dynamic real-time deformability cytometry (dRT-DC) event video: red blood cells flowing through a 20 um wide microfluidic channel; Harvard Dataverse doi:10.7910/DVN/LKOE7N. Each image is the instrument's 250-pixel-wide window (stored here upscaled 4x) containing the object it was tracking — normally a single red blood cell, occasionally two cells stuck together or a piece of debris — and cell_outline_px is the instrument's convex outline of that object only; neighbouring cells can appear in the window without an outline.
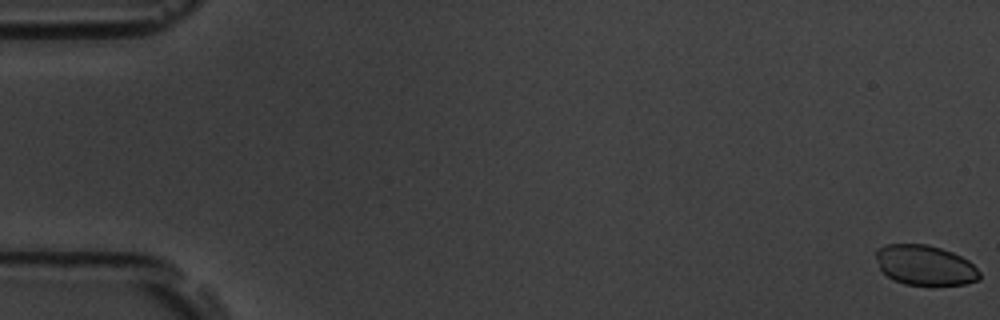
{"species": "common noctule bat (a hibernating species)", "species_latin": "Nyctalus noctula", "temperature_condition": "room temperature", "stored_images_in_passage": 58, "camera_frame_rate_fps": 3000, "um_per_image_px": 0.085, "animal": {"sex": "male", "body_mass_g": 19.5, "forearm_length_mm": 54.6}, "frame": {"image": 1, "passage_image": 1, "time_ms": 0.0, "image_size_px": [1000, 320], "cell_outline_px": [[980, 280], [964, 284], [904, 284], [892, 280], [880, 272], [876, 256], [876, 248], [884, 244], [928, 244], [952, 252], [968, 260], [980, 272]], "centroid_in_image_um": [78.58, 22.53], "position_along_channel_um": 6.4, "area_um2": 24.28}}
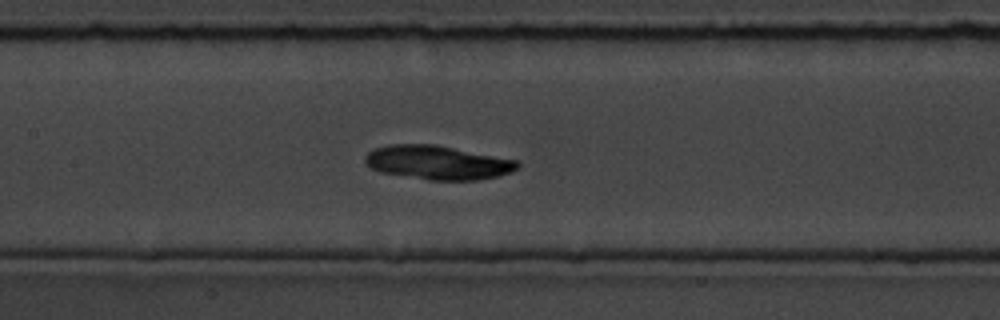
{"frame": {"image": 2, "passage_image": 28, "time_ms": 9.0, "image_size_px": [1000, 320], "cell_outline_px": [[520, 164], [512, 172], [500, 176], [476, 180], [428, 180], [380, 172], [364, 164], [364, 156], [372, 148], [388, 144], [436, 144], [516, 160]], "centroid_in_image_um": [37.15, 13.81], "position_along_channel_um": 170.2, "area_um2": 30.4}}
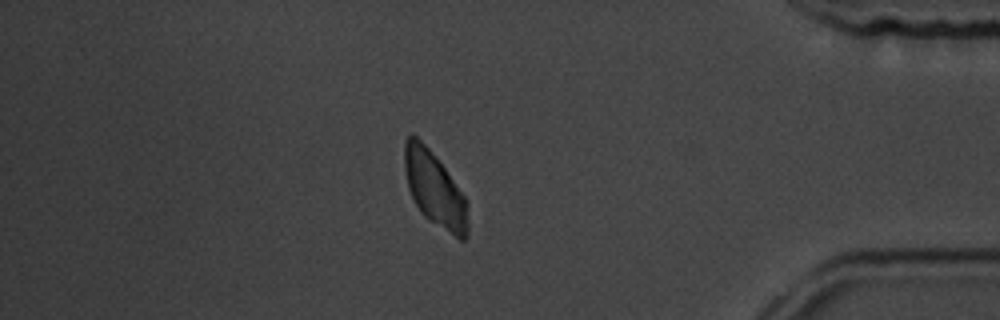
{"frame": {"image": 3, "passage_image": 50, "time_ms": 16.333, "image_size_px": [1000, 320], "cell_outline_px": [[468, 236], [464, 240], [460, 240], [428, 220], [420, 212], [408, 188], [404, 168], [404, 140], [412, 132], [428, 148], [444, 168], [464, 196], [468, 220]], "centroid_in_image_um": [36.92, 16.09], "position_along_channel_um": 398.3, "area_um2": 27.34}, "authors_computed_cell_mechanics": {"area_um2": 28.9867, "velocity_mm_per_s": 3.5877, "shape_relaxation_time_tau1_ms": 2.5559, "shape_relaxation_time_tau2_ms": null, "deformation_change_tau1": null, "deformation_change_tau2": null}}